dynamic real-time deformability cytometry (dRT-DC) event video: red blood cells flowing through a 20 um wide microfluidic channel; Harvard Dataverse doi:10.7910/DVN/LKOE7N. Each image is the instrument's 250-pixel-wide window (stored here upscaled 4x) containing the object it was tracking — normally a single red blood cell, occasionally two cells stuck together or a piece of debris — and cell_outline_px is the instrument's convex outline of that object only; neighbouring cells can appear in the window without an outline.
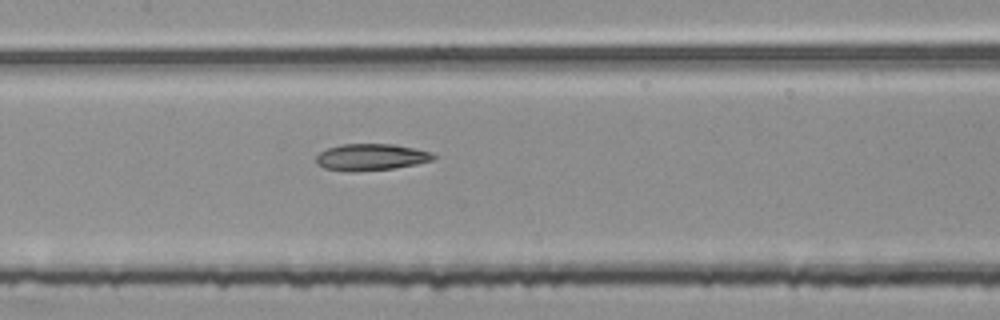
{"species": "common noctule bat (a hibernating species)", "species_latin": "Nyctalus noctula", "temperature_condition": "room temperature", "stored_images_in_passage": 49, "segment_of_instrument_passage": [2, 2], "camera_frame_rate_fps": 3000, "um_per_image_px": 0.085, "animal": {"sex": "female", "body_mass_g": 25.1}, "frame": {"image": 1, "passage_image": 21, "time_ms": 6.667, "image_size_px": [1000, 320], "cell_outline_px": [[436, 156], [432, 160], [416, 164], [392, 168], [356, 172], [352, 172], [324, 168], [316, 164], [316, 156], [320, 152], [328, 148], [340, 144], [392, 144], [432, 152]], "centroid_in_image_um": [31.5, 13.36], "position_along_channel_um": 175.9, "area_um2": 18.15}}
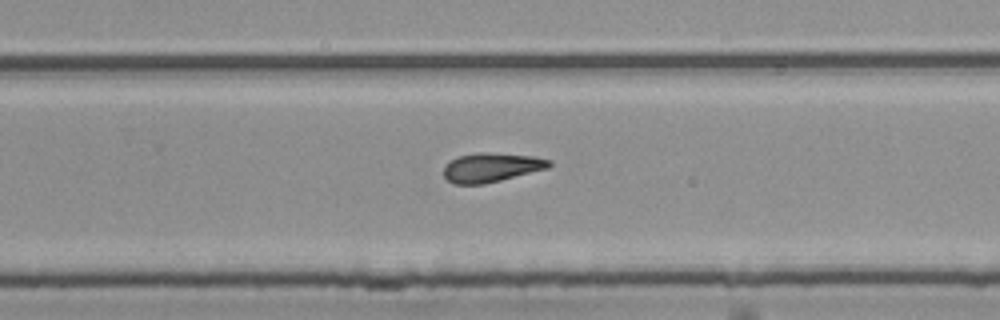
{"frame": {"image": 2, "passage_image": 30, "time_ms": 9.667, "image_size_px": [1000, 320], "cell_outline_px": [[552, 164], [548, 168], [484, 184], [452, 184], [444, 176], [444, 168], [452, 160], [460, 156], [484, 152], [488, 152], [532, 156], [552, 160]], "centroid_in_image_um": [41.79, 14.24], "position_along_channel_um": 288.0, "area_um2": 17.63}}
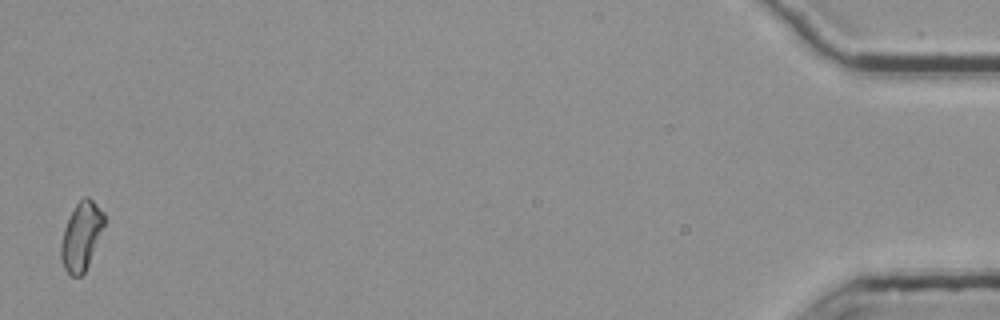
{"frame": {"image": 3, "passage_image": 49, "time_ms": 16.0, "image_size_px": [1000, 320], "cell_outline_px": [[104, 224], [88, 264], [84, 272], [80, 276], [72, 276], [64, 268], [60, 256], [60, 244], [64, 228], [76, 204], [84, 196], [88, 196], [104, 212]], "centroid_in_image_um": [6.89, 20.06], "position_along_channel_um": 428.3, "area_um2": 16.76}}